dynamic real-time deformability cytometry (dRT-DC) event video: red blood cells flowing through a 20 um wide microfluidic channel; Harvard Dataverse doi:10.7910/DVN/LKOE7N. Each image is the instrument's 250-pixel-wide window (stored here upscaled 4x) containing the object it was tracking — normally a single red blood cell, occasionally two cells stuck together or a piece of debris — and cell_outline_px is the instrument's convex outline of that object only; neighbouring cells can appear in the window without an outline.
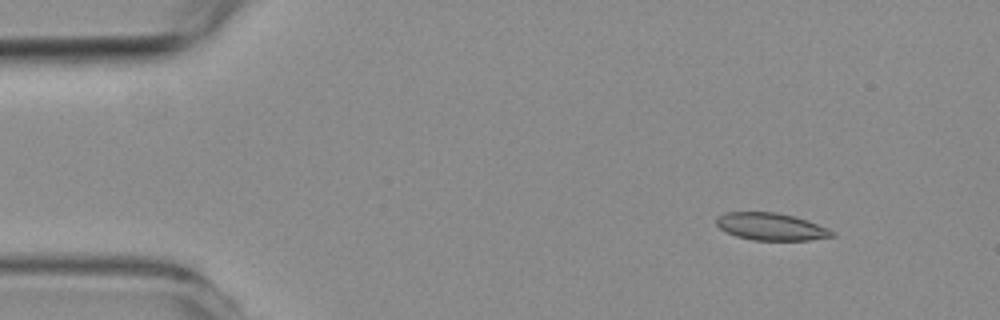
{"species": "common noctule bat (a hibernating species)", "species_latin": "Nyctalus noctula", "temperature_condition": "room temperature", "stored_images_in_passage": 3, "camera_frame_rate_fps": 3000, "um_per_image_px": 0.085, "animal": {"sex": "female", "body_mass_g": 19.3, "forearm_length_mm": 54.1}, "frame": {"image": 1, "passage_image": 1, "time_ms": 0.0, "image_size_px": [1000, 320], "cell_outline_px": [[836, 236], [808, 240], [752, 240], [736, 236], [720, 228], [716, 224], [716, 220], [724, 212], [776, 212], [808, 220], [828, 228], [836, 232]], "centroid_in_image_um": [65.58, 19.27], "position_along_channel_um": 19.4, "area_um2": 18.38}}